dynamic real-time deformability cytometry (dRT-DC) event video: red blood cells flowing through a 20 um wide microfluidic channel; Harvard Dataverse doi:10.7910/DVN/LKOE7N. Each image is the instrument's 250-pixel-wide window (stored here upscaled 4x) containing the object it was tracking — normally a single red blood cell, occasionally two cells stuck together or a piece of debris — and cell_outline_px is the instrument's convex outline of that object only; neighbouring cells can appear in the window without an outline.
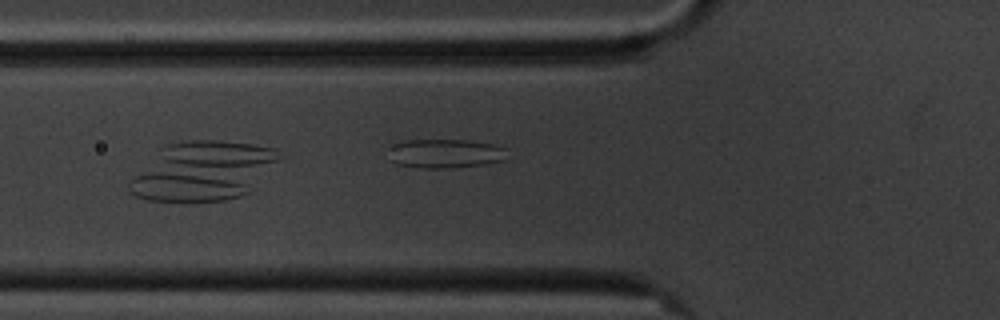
{"species": "common noctule bat (a hibernating species)", "species_latin": "Nyctalus noctula", "temperature_condition": "cold", "stored_images_in_passage": 5, "camera_frame_rate_fps": 3000, "um_per_image_px": 0.085, "animal": {"sex": "male", "body_mass_g": 20.1, "forearm_length_mm": 53.5}, "frame": {"image": 1, "passage_image": 5, "time_ms": 5.333, "image_size_px": [1000, 320], "cell_outline_px": [[508, 160], [452, 168], [420, 168], [396, 164], [392, 160], [388, 144], [392, 140], [468, 140], [492, 144], [508, 148]], "centroid_in_image_um": [37.83, 13.03], "position_along_channel_um": 88.0, "area_um2": 20.58}}